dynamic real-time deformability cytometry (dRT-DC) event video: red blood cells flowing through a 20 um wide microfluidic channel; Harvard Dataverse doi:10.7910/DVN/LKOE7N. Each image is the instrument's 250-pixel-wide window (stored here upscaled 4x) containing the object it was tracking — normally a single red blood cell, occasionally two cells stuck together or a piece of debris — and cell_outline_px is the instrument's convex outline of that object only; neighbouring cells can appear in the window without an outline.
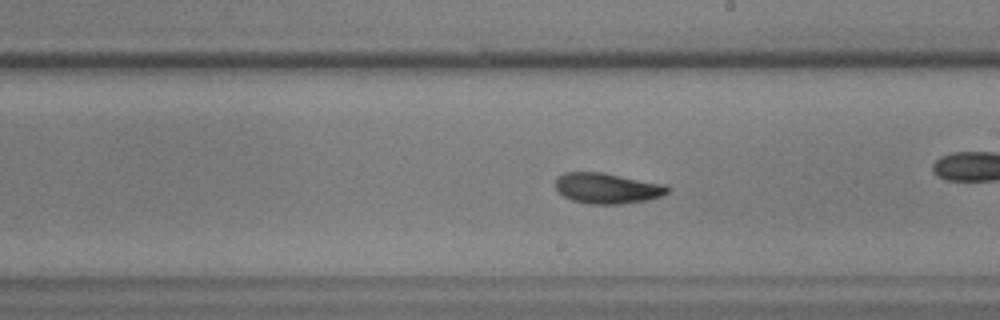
{"species": "common noctule bat (a hibernating species)", "species_latin": "Nyctalus noctula", "temperature_condition": "warm", "stored_images_in_passage": 49, "camera_frame_rate_fps": 3000, "um_per_image_px": 0.085, "animal": {"sex": "male", "body_mass_g": 17.9, "forearm_length_mm": 54.2}, "frame": {"image": 1, "passage_image": 28, "time_ms": 9.0, "image_size_px": [1000, 320], "cell_outline_px": [[668, 192], [660, 196], [648, 200], [624, 204], [588, 204], [572, 200], [564, 196], [556, 188], [556, 176], [564, 172], [604, 172], [668, 184]], "centroid_in_image_um": [51.63, 15.99], "position_along_channel_um": 237.4, "area_um2": 20.29}}
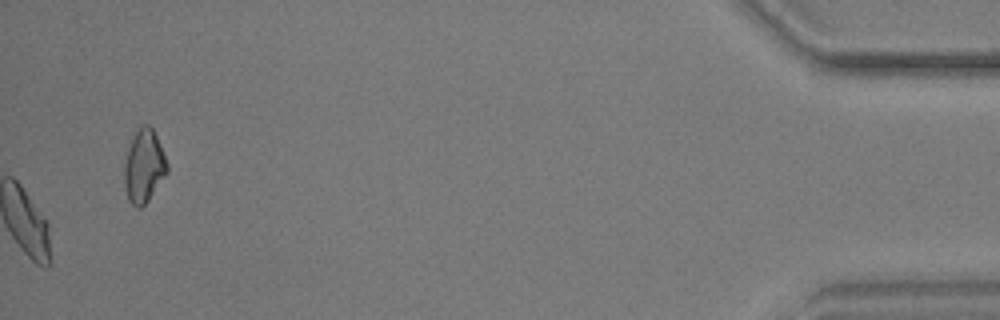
{"frame": {"image": 2, "passage_image": 49, "time_ms": 16.0, "image_size_px": [1000, 320], "cell_outline_px": [[168, 172], [148, 200], [140, 208], [136, 208], [128, 200], [124, 184], [124, 164], [128, 148], [132, 136], [144, 124], [148, 124], [152, 128], [156, 136], [168, 164]], "centroid_in_image_um": [12.22, 14.14], "position_along_channel_um": 423.0, "area_um2": 18.09}}